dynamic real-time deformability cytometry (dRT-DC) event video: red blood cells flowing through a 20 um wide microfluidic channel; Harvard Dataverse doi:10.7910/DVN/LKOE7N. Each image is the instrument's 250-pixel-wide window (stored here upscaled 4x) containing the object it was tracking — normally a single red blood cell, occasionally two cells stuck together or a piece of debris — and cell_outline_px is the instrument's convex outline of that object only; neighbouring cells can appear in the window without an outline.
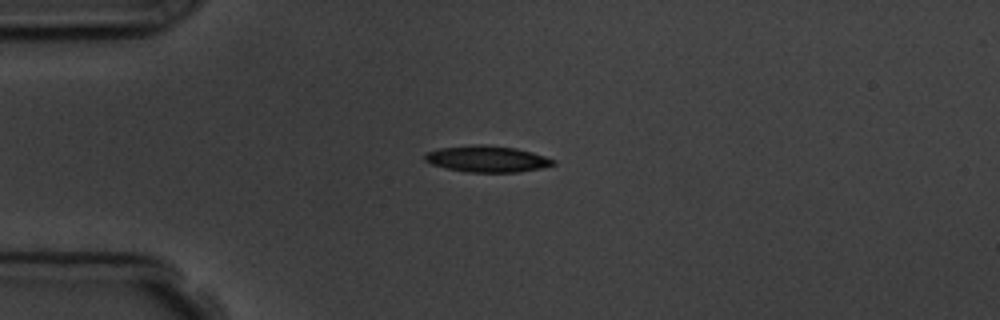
{"species": "common noctule bat (a hibernating species)", "species_latin": "Nyctalus noctula", "temperature_condition": "room temperature", "stored_images_in_passage": 5, "camera_frame_rate_fps": 3000, "um_per_image_px": 0.085, "animal": {"sex": "male", "body_mass_g": 19.5, "forearm_length_mm": 54.6}, "frame": {"image": 1, "passage_image": 5, "time_ms": 4.667, "image_size_px": [1000, 320], "cell_outline_px": [[556, 164], [540, 168], [516, 172], [468, 172], [444, 168], [432, 164], [424, 160], [424, 156], [428, 152], [440, 148], [476, 144], [484, 144], [516, 148], [532, 152], [556, 160]], "centroid_in_image_um": [41.4, 13.5], "position_along_channel_um": 43.6, "area_um2": 19.65}}